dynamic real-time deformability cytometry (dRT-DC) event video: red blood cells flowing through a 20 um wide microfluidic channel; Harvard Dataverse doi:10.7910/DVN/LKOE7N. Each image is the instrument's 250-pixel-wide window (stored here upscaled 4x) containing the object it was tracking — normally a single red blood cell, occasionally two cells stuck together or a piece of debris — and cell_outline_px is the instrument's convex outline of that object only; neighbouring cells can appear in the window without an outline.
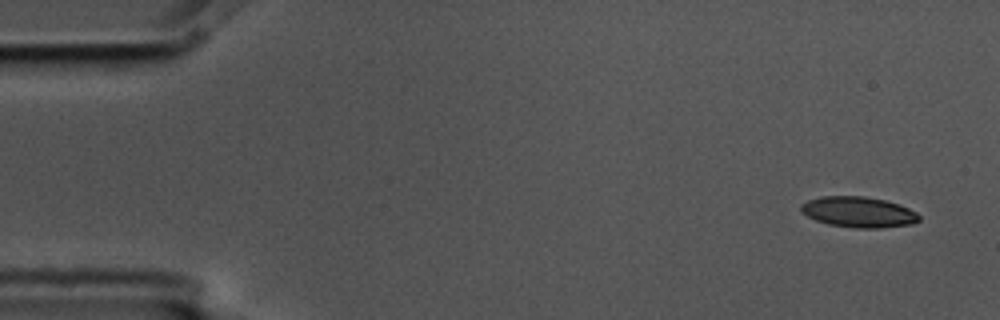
{"species": "common noctule bat (a hibernating species)", "species_latin": "Nyctalus noctula", "temperature_condition": "cold", "stored_images_in_passage": 6, "camera_frame_rate_fps": 3000, "um_per_image_px": 0.085, "animal": {"sex": "male", "body_mass_g": 17.5, "forearm_length_mm": 52.3}, "frame": {"image": 1, "passage_image": 1, "time_ms": 0.0, "image_size_px": [1000, 320], "cell_outline_px": [[920, 220], [912, 224], [880, 228], [856, 228], [828, 224], [816, 220], [800, 212], [800, 204], [808, 200], [820, 196], [864, 196], [884, 200], [908, 208], [916, 212], [920, 216]], "centroid_in_image_um": [72.95, 18.02], "position_along_channel_um": 12.1, "area_um2": 21.1}}
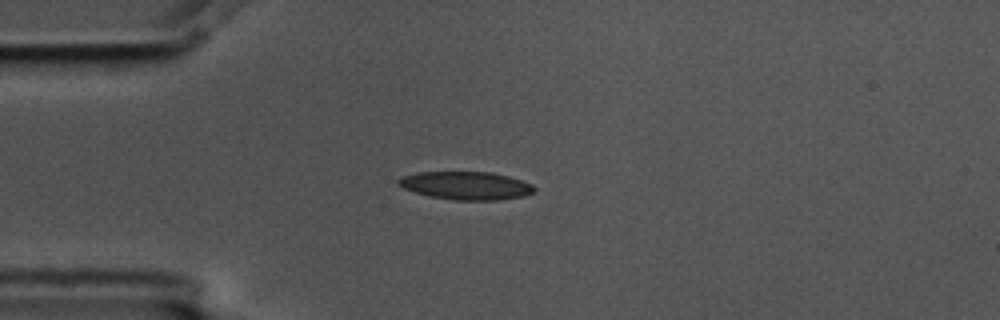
{"frame": {"image": 2, "passage_image": 4, "time_ms": 1.0, "image_size_px": [1000, 320], "cell_outline_px": [[536, 192], [524, 196], [500, 200], [456, 200], [428, 196], [404, 188], [396, 184], [396, 180], [404, 176], [416, 172], [492, 172], [508, 176], [532, 184], [536, 188]], "centroid_in_image_um": [39.63, 15.78], "position_along_channel_um": 45.4, "area_um2": 22.31}}